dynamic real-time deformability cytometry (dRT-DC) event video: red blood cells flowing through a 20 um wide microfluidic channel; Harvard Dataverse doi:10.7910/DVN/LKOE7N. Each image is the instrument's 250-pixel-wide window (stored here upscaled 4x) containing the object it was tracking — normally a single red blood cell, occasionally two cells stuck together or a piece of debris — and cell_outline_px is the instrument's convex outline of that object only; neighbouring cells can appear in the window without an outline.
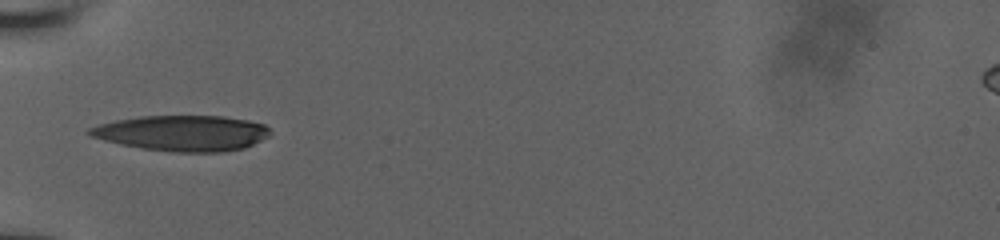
{"species": "human", "species_latin": "Homo sapiens", "temperature_condition": "room temperature", "stored_images_in_passage": 17, "camera_frame_rate_fps": 3000, "um_per_image_px": 0.085, "donor": {"sex": "male"}, "frame": {"image": 1, "passage_image": 10, "time_ms": 5.667, "image_size_px": [1000, 240], "cell_outline_px": [[272, 132], [268, 136], [244, 148], [224, 152], [172, 152], [144, 148], [120, 144], [88, 136], [84, 132], [88, 128], [100, 124], [116, 120], [140, 116], [224, 116], [248, 120], [264, 124]], "centroid_in_image_um": [15.47, 11.31], "position_along_channel_um": 69.5, "area_um2": 37.57}}
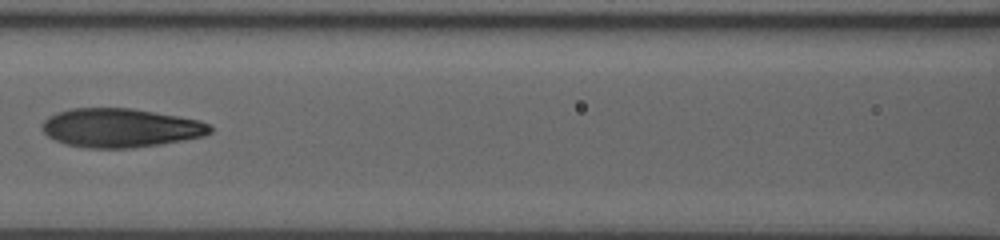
{"frame": {"image": 2, "passage_image": 14, "time_ms": 8.0, "image_size_px": [1000, 240], "cell_outline_px": [[212, 132], [204, 136], [160, 144], [132, 148], [88, 148], [64, 144], [48, 136], [40, 128], [40, 124], [48, 116], [56, 112], [72, 108], [132, 108], [200, 120], [208, 124], [212, 128]], "centroid_in_image_um": [10.2, 10.87], "position_along_channel_um": 156.4, "area_um2": 38.21}}
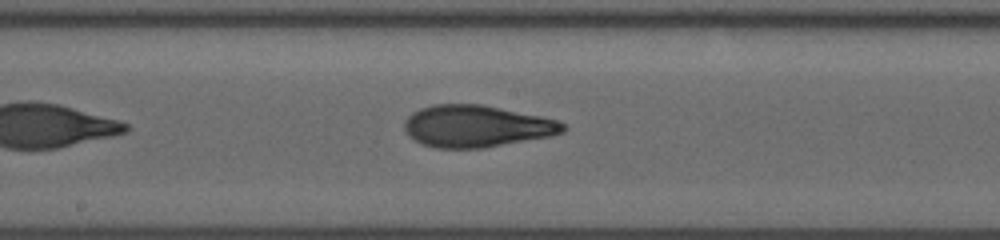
{"frame": {"image": 3, "passage_image": 16, "time_ms": 9.333, "image_size_px": [1000, 240], "cell_outline_px": [[568, 128], [564, 132], [552, 136], [484, 148], [436, 148], [420, 144], [408, 136], [404, 128], [404, 120], [412, 112], [420, 108], [432, 104], [480, 104], [540, 116], [556, 120], [564, 124]], "centroid_in_image_um": [40.47, 10.73], "position_along_channel_um": 207.7, "area_um2": 38.96}}